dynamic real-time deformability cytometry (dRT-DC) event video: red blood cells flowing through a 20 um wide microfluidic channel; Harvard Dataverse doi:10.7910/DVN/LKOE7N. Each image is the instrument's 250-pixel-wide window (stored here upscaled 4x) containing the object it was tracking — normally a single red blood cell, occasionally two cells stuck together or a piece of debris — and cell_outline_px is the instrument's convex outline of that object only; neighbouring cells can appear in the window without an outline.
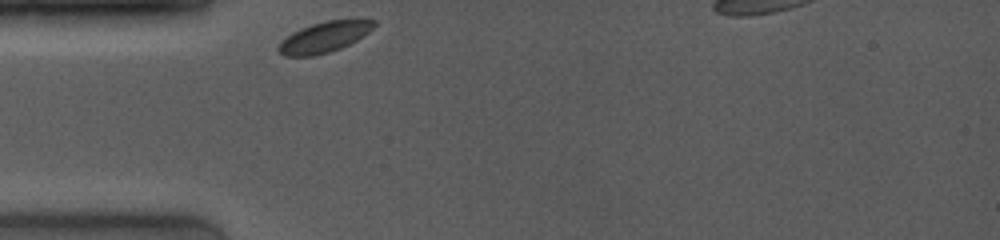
{"species": "common noctule bat (a hibernating species)", "species_latin": "Nyctalus noctula", "temperature_condition": "room temperature", "stored_images_in_passage": 39, "camera_frame_rate_fps": 4000, "um_per_image_px": 0.085, "animal": {"sex": "female", "body_mass_g": 19.0, "forearm_length_mm": 53.3}, "frame": {"image": 1, "passage_image": 1, "time_ms": 0.0, "image_size_px": [1000, 240], "cell_outline_px": [[376, 24], [368, 32], [356, 40], [340, 48], [328, 52], [312, 56], [284, 56], [276, 48], [280, 40], [292, 32], [300, 28], [312, 24], [328, 20], [376, 20]], "centroid_in_image_um": [27.5, 3.16], "position_along_channel_um": 57.5, "area_um2": 16.88}}
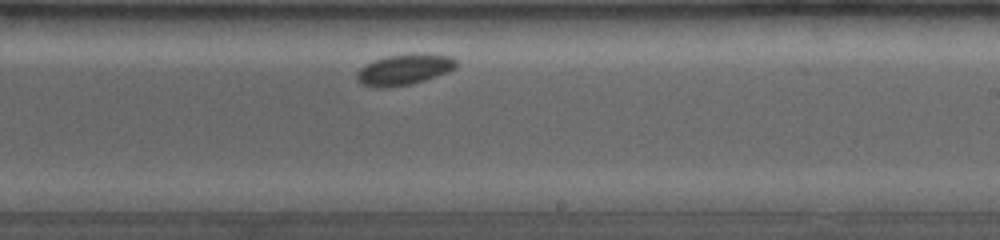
{"frame": {"image": 2, "passage_image": 23, "time_ms": 5.5, "image_size_px": [1000, 240], "cell_outline_px": [[456, 68], [448, 72], [412, 84], [360, 84], [356, 80], [356, 72], [364, 64], [388, 56], [416, 52], [424, 52], [452, 56], [456, 60]], "centroid_in_image_um": [34.44, 5.83], "position_along_channel_um": 254.6, "area_um2": 17.4}}
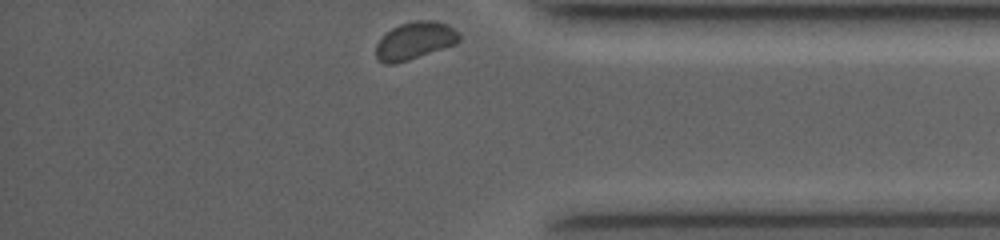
{"frame": {"image": 3, "passage_image": 39, "time_ms": 9.5, "image_size_px": [1000, 240], "cell_outline_px": [[460, 40], [456, 44], [408, 60], [392, 64], [384, 64], [376, 56], [376, 44], [392, 28], [400, 24], [412, 20], [436, 20], [448, 24], [460, 32]], "centroid_in_image_um": [35.31, 3.44], "position_along_channel_um": 399.9, "area_um2": 18.21}}